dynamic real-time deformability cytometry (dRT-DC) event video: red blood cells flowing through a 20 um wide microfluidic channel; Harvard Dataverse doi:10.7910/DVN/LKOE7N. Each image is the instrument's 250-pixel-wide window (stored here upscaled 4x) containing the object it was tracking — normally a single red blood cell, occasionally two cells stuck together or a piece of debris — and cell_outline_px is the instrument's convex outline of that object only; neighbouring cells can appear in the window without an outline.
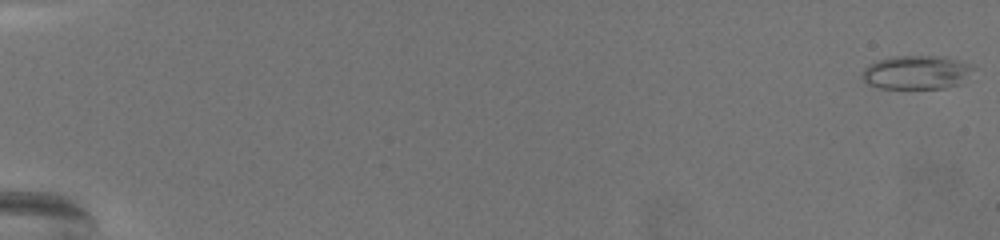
{"species": "common noctule bat (a hibernating species)", "species_latin": "Nyctalus noctula", "temperature_condition": "warm", "stored_images_in_passage": 72, "camera_frame_rate_fps": 3000, "um_per_image_px": 0.085, "animal": {"sex": "female", "body_mass_g": 19.5, "forearm_length_mm": 54.1}, "frame": {"image": 1, "passage_image": 1, "time_ms": 0.0, "image_size_px": [1000, 240], "cell_outline_px": [[976, 68], [960, 84], [944, 88], [880, 88], [868, 84], [860, 76], [864, 68], [868, 64], [892, 56], [932, 56], [956, 60], [968, 64]], "centroid_in_image_um": [77.87, 6.16], "position_along_channel_um": 7.1, "area_um2": 21.68}}
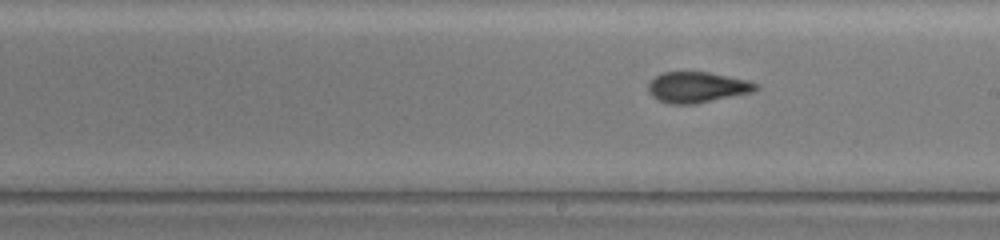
{"frame": {"image": 2, "passage_image": 44, "time_ms": 14.333, "image_size_px": [1000, 240], "cell_outline_px": [[760, 88], [752, 92], [696, 104], [672, 104], [660, 100], [652, 96], [648, 92], [648, 84], [656, 76], [664, 72], [708, 72], [744, 80], [756, 84]], "centroid_in_image_um": [59.23, 7.42], "position_along_channel_um": 229.8, "area_um2": 18.96}}
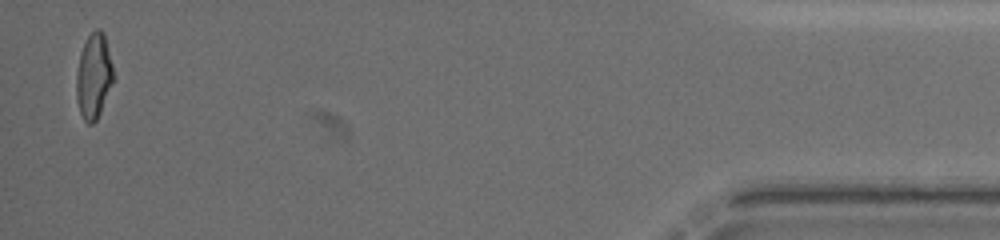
{"frame": {"image": 3, "passage_image": 71, "time_ms": 23.333, "image_size_px": [1000, 240], "cell_outline_px": [[112, 80], [100, 112], [96, 120], [92, 124], [88, 124], [84, 120], [80, 112], [76, 100], [76, 72], [80, 52], [88, 36], [96, 28], [100, 28], [104, 32], [112, 64]], "centroid_in_image_um": [7.93, 6.44], "position_along_channel_um": 427.3, "area_um2": 18.09}, "authors_computed_cell_mechanics": {"area_um2": 19.4786, "velocity_mm_per_s": 3.0321, "shape_relaxation_time_tau1_ms": null, "shape_relaxation_time_tau2_ms": 1.9512, "deformation_change_tau1": null, "deformation_change_tau2": 0.0837}}